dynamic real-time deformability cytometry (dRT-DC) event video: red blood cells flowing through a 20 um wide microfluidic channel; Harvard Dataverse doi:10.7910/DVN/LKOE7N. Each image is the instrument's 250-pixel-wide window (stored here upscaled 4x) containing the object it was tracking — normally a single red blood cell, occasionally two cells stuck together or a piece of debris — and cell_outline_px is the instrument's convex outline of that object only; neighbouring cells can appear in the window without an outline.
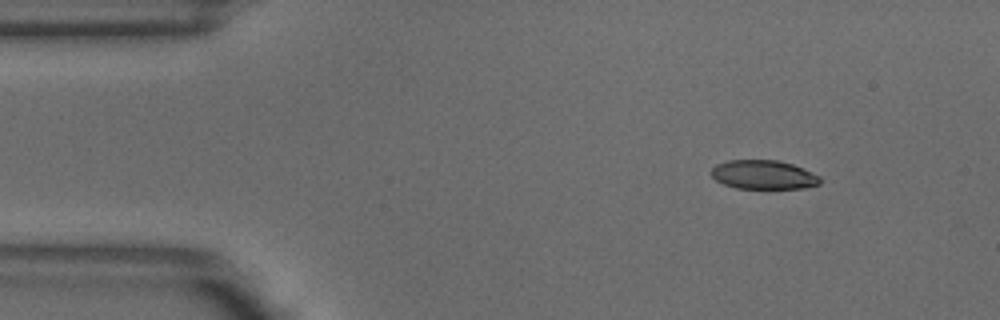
{"species": "common noctule bat (a hibernating species)", "species_latin": "Nyctalus noctula", "temperature_condition": "warm", "stored_images_in_passage": 3, "camera_frame_rate_fps": 3000, "um_per_image_px": 0.085, "animal": {"sex": "male", "body_mass_g": 18.8}, "frame": {"image": 1, "passage_image": 1, "time_ms": 0.0, "image_size_px": [1000, 320], "cell_outline_px": [[820, 184], [804, 188], [736, 188], [724, 184], [716, 180], [708, 172], [716, 164], [728, 160], [776, 160], [792, 164], [820, 176]], "centroid_in_image_um": [64.86, 14.85], "position_along_channel_um": 20.1, "area_um2": 18.32}}